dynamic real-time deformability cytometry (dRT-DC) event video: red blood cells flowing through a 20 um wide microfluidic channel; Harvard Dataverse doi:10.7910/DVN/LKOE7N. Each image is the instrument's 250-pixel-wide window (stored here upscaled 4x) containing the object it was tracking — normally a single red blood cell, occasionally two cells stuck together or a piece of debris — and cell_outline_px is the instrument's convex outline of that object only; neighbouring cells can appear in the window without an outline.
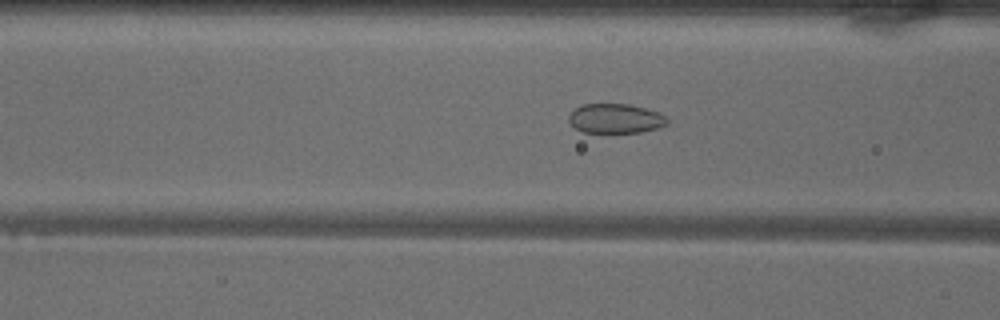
{"species": "common noctule bat (a hibernating species)", "species_latin": "Nyctalus noctula", "temperature_condition": "warm", "stored_images_in_passage": 45, "camera_frame_rate_fps": 3000, "um_per_image_px": 0.085, "animal": {"sex": "male", "body_mass_g": 18.8}, "frame": {"image": 1, "passage_image": 14, "time_ms": 4.333, "image_size_px": [1000, 320], "cell_outline_px": [[668, 124], [656, 128], [640, 132], [584, 132], [576, 128], [568, 120], [568, 116], [576, 108], [584, 104], [628, 104], [644, 108], [656, 112], [664, 116], [668, 120]], "centroid_in_image_um": [52.3, 10.07], "position_along_channel_um": 114.3, "area_um2": 16.59}}
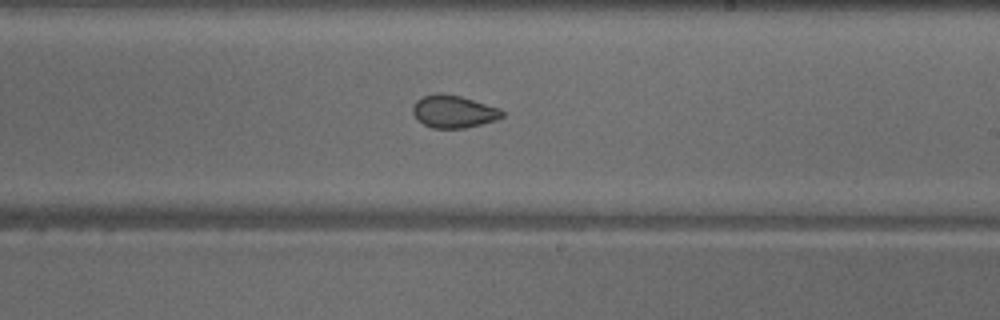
{"frame": {"image": 2, "passage_image": 24, "time_ms": 7.667, "image_size_px": [1000, 320], "cell_outline_px": [[504, 116], [496, 120], [464, 128], [432, 128], [416, 120], [412, 112], [412, 108], [416, 100], [424, 96], [436, 92], [440, 92], [460, 96], [500, 108], [504, 112]], "centroid_in_image_um": [38.53, 9.47], "position_along_channel_um": 250.5, "area_um2": 17.05}}
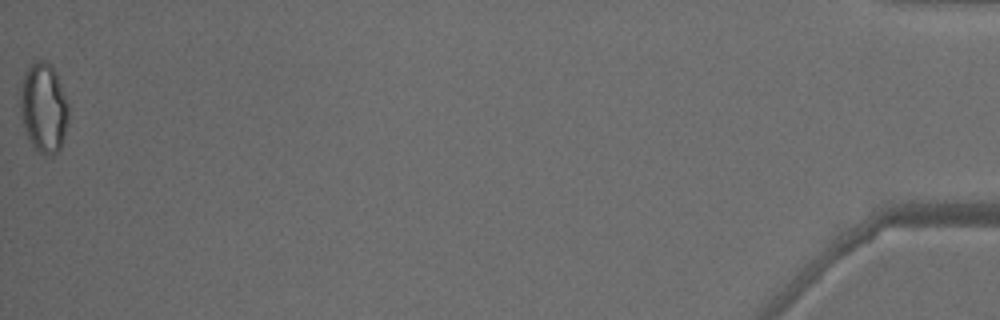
{"frame": {"image": 3, "passage_image": 45, "time_ms": 14.667, "image_size_px": [1000, 320], "cell_outline_px": [[68, 120], [64, 136], [60, 148], [52, 156], [44, 156], [28, 140], [24, 132], [20, 116], [20, 92], [24, 72], [36, 60], [44, 60], [52, 64], [56, 72], [68, 104]], "centroid_in_image_um": [3.69, 9.17], "position_along_channel_um": 431.5, "area_um2": 25.49}, "authors_computed_cell_mechanics": {"area_um2": 19.0162, "velocity_mm_per_s": 4.0833, "shape_relaxation_time_tau1_ms": null, "shape_relaxation_time_tau2_ms": 1.4617, "deformation_change_tau1": null, "deformation_change_tau2": 0.0508}}